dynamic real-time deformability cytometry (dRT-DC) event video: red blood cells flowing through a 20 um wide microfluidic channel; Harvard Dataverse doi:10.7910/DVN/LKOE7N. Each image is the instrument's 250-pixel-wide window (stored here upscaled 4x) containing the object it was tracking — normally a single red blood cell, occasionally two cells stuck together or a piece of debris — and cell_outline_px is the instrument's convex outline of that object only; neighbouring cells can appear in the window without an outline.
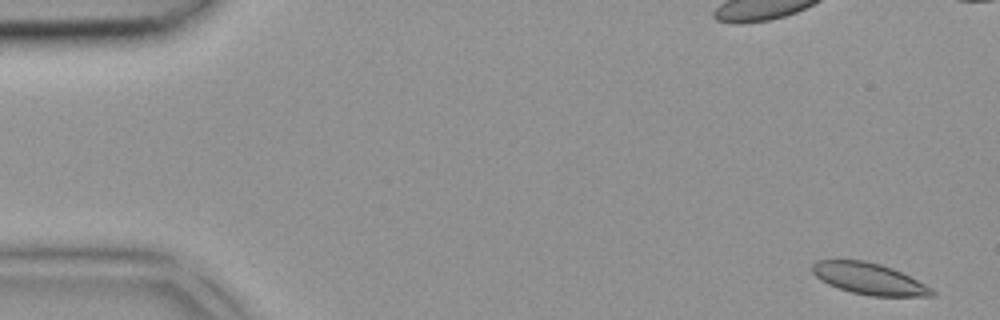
{"species": "common noctule bat (a hibernating species)", "species_latin": "Nyctalus noctula", "temperature_condition": "room temperature", "stored_images_in_passage": 6, "camera_frame_rate_fps": 3000, "um_per_image_px": 0.085, "animal": {"sex": "female", "body_mass_g": 18.4}, "frame": {"image": 1, "passage_image": 1, "time_ms": 0.0, "image_size_px": [1000, 320], "cell_outline_px": [[936, 296], [872, 296], [852, 292], [828, 284], [820, 280], [812, 272], [812, 264], [816, 260], [864, 260], [880, 264], [892, 268], [932, 288], [936, 292]], "centroid_in_image_um": [73.86, 23.69], "position_along_channel_um": 11.1, "area_um2": 21.73}}